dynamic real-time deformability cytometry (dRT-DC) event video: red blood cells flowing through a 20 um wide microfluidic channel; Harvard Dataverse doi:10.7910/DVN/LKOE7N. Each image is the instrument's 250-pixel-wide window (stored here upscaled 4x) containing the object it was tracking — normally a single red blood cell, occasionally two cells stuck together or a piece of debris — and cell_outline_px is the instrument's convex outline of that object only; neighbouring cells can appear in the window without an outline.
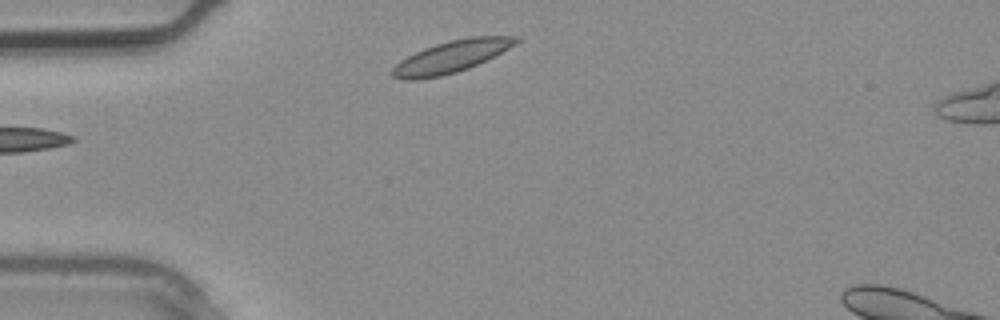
{"species": "common noctule bat (a hibernating species)", "species_latin": "Nyctalus noctula", "temperature_condition": "warm", "stored_images_in_passage": 1, "camera_frame_rate_fps": 3000, "um_per_image_px": 0.085, "animal": {"sex": "male", "body_mass_g": 20.4}, "frame": {"image": 1, "passage_image": 1, "time_ms": 0.0, "image_size_px": [1000, 320], "cell_outline_px": [[520, 40], [516, 44], [468, 68], [456, 72], [440, 76], [416, 80], [408, 80], [392, 76], [388, 72], [400, 60], [424, 48], [448, 40], [472, 36], [520, 36]], "centroid_in_image_um": [38.32, 4.81], "position_along_channel_um": 46.7, "area_um2": 22.77}}